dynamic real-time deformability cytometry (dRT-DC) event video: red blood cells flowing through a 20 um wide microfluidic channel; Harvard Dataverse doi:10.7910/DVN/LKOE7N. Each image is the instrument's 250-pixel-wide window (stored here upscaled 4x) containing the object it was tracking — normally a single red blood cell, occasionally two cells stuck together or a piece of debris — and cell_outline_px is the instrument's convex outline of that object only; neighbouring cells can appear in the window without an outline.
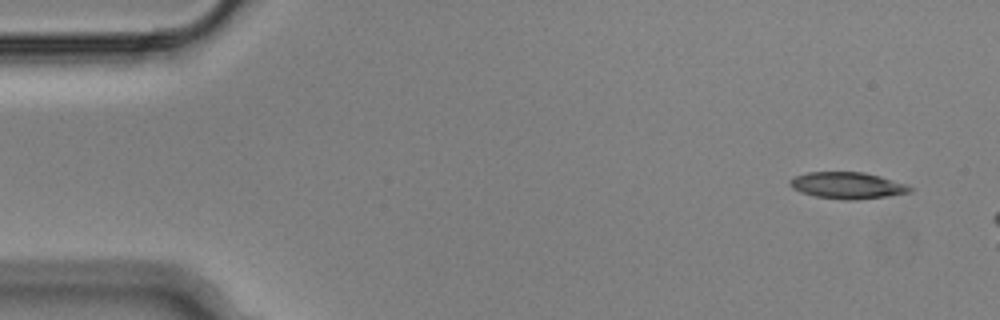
{"species": "Egyptian fruit bat (a non-hibernating species)", "species_latin": "Rousettus aegyptiacus", "temperature_condition": "cold", "stored_images_in_passage": 5, "camera_frame_rate_fps": 3000, "um_per_image_px": 0.085, "animal": {"sex": "male"}, "frame": {"image": 1, "passage_image": 1, "time_ms": 0.0, "image_size_px": [1000, 320], "cell_outline_px": [[912, 192], [888, 196], [856, 200], [844, 200], [816, 196], [800, 192], [792, 188], [788, 184], [788, 180], [796, 176], [808, 172], [864, 172], [880, 176], [904, 184], [912, 188]], "centroid_in_image_um": [72.0, 15.76], "position_along_channel_um": 13.0, "area_um2": 18.55}}